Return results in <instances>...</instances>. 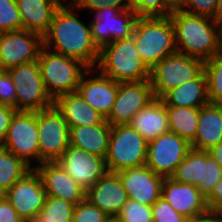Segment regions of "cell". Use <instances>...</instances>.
Wrapping results in <instances>:
<instances>
[{
	"instance_id": "b9f144b4",
	"label": "cell",
	"mask_w": 222,
	"mask_h": 222,
	"mask_svg": "<svg viewBox=\"0 0 222 222\" xmlns=\"http://www.w3.org/2000/svg\"><path fill=\"white\" fill-rule=\"evenodd\" d=\"M15 112V108L0 104V145L6 138L8 127Z\"/></svg>"
},
{
	"instance_id": "d6986e66",
	"label": "cell",
	"mask_w": 222,
	"mask_h": 222,
	"mask_svg": "<svg viewBox=\"0 0 222 222\" xmlns=\"http://www.w3.org/2000/svg\"><path fill=\"white\" fill-rule=\"evenodd\" d=\"M117 174L128 198L152 206L161 197L164 177L157 175L146 165L122 170Z\"/></svg>"
},
{
	"instance_id": "8992f818",
	"label": "cell",
	"mask_w": 222,
	"mask_h": 222,
	"mask_svg": "<svg viewBox=\"0 0 222 222\" xmlns=\"http://www.w3.org/2000/svg\"><path fill=\"white\" fill-rule=\"evenodd\" d=\"M148 142L129 124L111 126L105 163L108 172L118 173L146 164Z\"/></svg>"
},
{
	"instance_id": "4fadbf2b",
	"label": "cell",
	"mask_w": 222,
	"mask_h": 222,
	"mask_svg": "<svg viewBox=\"0 0 222 222\" xmlns=\"http://www.w3.org/2000/svg\"><path fill=\"white\" fill-rule=\"evenodd\" d=\"M43 47V36L24 29L0 33V68L37 61Z\"/></svg>"
},
{
	"instance_id": "83f0119b",
	"label": "cell",
	"mask_w": 222,
	"mask_h": 222,
	"mask_svg": "<svg viewBox=\"0 0 222 222\" xmlns=\"http://www.w3.org/2000/svg\"><path fill=\"white\" fill-rule=\"evenodd\" d=\"M110 133L111 125L107 121L97 125L71 127L70 145L106 158Z\"/></svg>"
},
{
	"instance_id": "8fae6325",
	"label": "cell",
	"mask_w": 222,
	"mask_h": 222,
	"mask_svg": "<svg viewBox=\"0 0 222 222\" xmlns=\"http://www.w3.org/2000/svg\"><path fill=\"white\" fill-rule=\"evenodd\" d=\"M39 131V165L57 161L70 145V128L62 114L53 105L37 111Z\"/></svg>"
},
{
	"instance_id": "9c48e42d",
	"label": "cell",
	"mask_w": 222,
	"mask_h": 222,
	"mask_svg": "<svg viewBox=\"0 0 222 222\" xmlns=\"http://www.w3.org/2000/svg\"><path fill=\"white\" fill-rule=\"evenodd\" d=\"M9 152L23 159L34 168L39 165V131L37 111H16L8 127L2 144Z\"/></svg>"
},
{
	"instance_id": "74e56055",
	"label": "cell",
	"mask_w": 222,
	"mask_h": 222,
	"mask_svg": "<svg viewBox=\"0 0 222 222\" xmlns=\"http://www.w3.org/2000/svg\"><path fill=\"white\" fill-rule=\"evenodd\" d=\"M78 11H94L96 9L114 7L119 10L130 9V0H69Z\"/></svg>"
},
{
	"instance_id": "ba28073f",
	"label": "cell",
	"mask_w": 222,
	"mask_h": 222,
	"mask_svg": "<svg viewBox=\"0 0 222 222\" xmlns=\"http://www.w3.org/2000/svg\"><path fill=\"white\" fill-rule=\"evenodd\" d=\"M16 85V111H40L53 106L47 93L38 61L7 70Z\"/></svg>"
},
{
	"instance_id": "52a82bcc",
	"label": "cell",
	"mask_w": 222,
	"mask_h": 222,
	"mask_svg": "<svg viewBox=\"0 0 222 222\" xmlns=\"http://www.w3.org/2000/svg\"><path fill=\"white\" fill-rule=\"evenodd\" d=\"M204 65L202 60L179 52L164 57L150 73L154 98L160 99L169 90L198 78L204 72Z\"/></svg>"
},
{
	"instance_id": "4dcf8cb0",
	"label": "cell",
	"mask_w": 222,
	"mask_h": 222,
	"mask_svg": "<svg viewBox=\"0 0 222 222\" xmlns=\"http://www.w3.org/2000/svg\"><path fill=\"white\" fill-rule=\"evenodd\" d=\"M75 206L67 200L46 196L39 214L28 222H72Z\"/></svg>"
},
{
	"instance_id": "44dd1931",
	"label": "cell",
	"mask_w": 222,
	"mask_h": 222,
	"mask_svg": "<svg viewBox=\"0 0 222 222\" xmlns=\"http://www.w3.org/2000/svg\"><path fill=\"white\" fill-rule=\"evenodd\" d=\"M161 197L189 220L208 211L206 197L193 184L178 183L172 178H164Z\"/></svg>"
},
{
	"instance_id": "bcb514c9",
	"label": "cell",
	"mask_w": 222,
	"mask_h": 222,
	"mask_svg": "<svg viewBox=\"0 0 222 222\" xmlns=\"http://www.w3.org/2000/svg\"><path fill=\"white\" fill-rule=\"evenodd\" d=\"M207 152L222 168V141L211 147Z\"/></svg>"
},
{
	"instance_id": "e575fe53",
	"label": "cell",
	"mask_w": 222,
	"mask_h": 222,
	"mask_svg": "<svg viewBox=\"0 0 222 222\" xmlns=\"http://www.w3.org/2000/svg\"><path fill=\"white\" fill-rule=\"evenodd\" d=\"M110 217L87 198L75 206L72 222H106Z\"/></svg>"
},
{
	"instance_id": "d590c367",
	"label": "cell",
	"mask_w": 222,
	"mask_h": 222,
	"mask_svg": "<svg viewBox=\"0 0 222 222\" xmlns=\"http://www.w3.org/2000/svg\"><path fill=\"white\" fill-rule=\"evenodd\" d=\"M130 9L138 17H168L162 0H130Z\"/></svg>"
},
{
	"instance_id": "d6a6232c",
	"label": "cell",
	"mask_w": 222,
	"mask_h": 222,
	"mask_svg": "<svg viewBox=\"0 0 222 222\" xmlns=\"http://www.w3.org/2000/svg\"><path fill=\"white\" fill-rule=\"evenodd\" d=\"M115 218L119 222H153L152 206L128 198Z\"/></svg>"
},
{
	"instance_id": "9a60e30c",
	"label": "cell",
	"mask_w": 222,
	"mask_h": 222,
	"mask_svg": "<svg viewBox=\"0 0 222 222\" xmlns=\"http://www.w3.org/2000/svg\"><path fill=\"white\" fill-rule=\"evenodd\" d=\"M3 195L25 222L39 214L47 196L41 177L34 168Z\"/></svg>"
},
{
	"instance_id": "484cf974",
	"label": "cell",
	"mask_w": 222,
	"mask_h": 222,
	"mask_svg": "<svg viewBox=\"0 0 222 222\" xmlns=\"http://www.w3.org/2000/svg\"><path fill=\"white\" fill-rule=\"evenodd\" d=\"M222 141V106L208 103L199 108L198 127L191 148L208 151Z\"/></svg>"
},
{
	"instance_id": "e0dca14e",
	"label": "cell",
	"mask_w": 222,
	"mask_h": 222,
	"mask_svg": "<svg viewBox=\"0 0 222 222\" xmlns=\"http://www.w3.org/2000/svg\"><path fill=\"white\" fill-rule=\"evenodd\" d=\"M86 191L107 172L105 158L69 145L56 161Z\"/></svg>"
},
{
	"instance_id": "f546056e",
	"label": "cell",
	"mask_w": 222,
	"mask_h": 222,
	"mask_svg": "<svg viewBox=\"0 0 222 222\" xmlns=\"http://www.w3.org/2000/svg\"><path fill=\"white\" fill-rule=\"evenodd\" d=\"M33 168L23 159L0 145V195H3L17 180Z\"/></svg>"
},
{
	"instance_id": "cb8c5ba5",
	"label": "cell",
	"mask_w": 222,
	"mask_h": 222,
	"mask_svg": "<svg viewBox=\"0 0 222 222\" xmlns=\"http://www.w3.org/2000/svg\"><path fill=\"white\" fill-rule=\"evenodd\" d=\"M63 0H16L22 29L41 34L48 31L56 10Z\"/></svg>"
},
{
	"instance_id": "ee69618b",
	"label": "cell",
	"mask_w": 222,
	"mask_h": 222,
	"mask_svg": "<svg viewBox=\"0 0 222 222\" xmlns=\"http://www.w3.org/2000/svg\"><path fill=\"white\" fill-rule=\"evenodd\" d=\"M164 8L171 14L184 11L186 0H162Z\"/></svg>"
},
{
	"instance_id": "f6af8a7d",
	"label": "cell",
	"mask_w": 222,
	"mask_h": 222,
	"mask_svg": "<svg viewBox=\"0 0 222 222\" xmlns=\"http://www.w3.org/2000/svg\"><path fill=\"white\" fill-rule=\"evenodd\" d=\"M189 222H222V220L217 212L207 211L195 218L190 219Z\"/></svg>"
},
{
	"instance_id": "277c9868",
	"label": "cell",
	"mask_w": 222,
	"mask_h": 222,
	"mask_svg": "<svg viewBox=\"0 0 222 222\" xmlns=\"http://www.w3.org/2000/svg\"><path fill=\"white\" fill-rule=\"evenodd\" d=\"M132 36L140 58L150 69L177 52L175 29L169 16L137 17Z\"/></svg>"
},
{
	"instance_id": "ab89813d",
	"label": "cell",
	"mask_w": 222,
	"mask_h": 222,
	"mask_svg": "<svg viewBox=\"0 0 222 222\" xmlns=\"http://www.w3.org/2000/svg\"><path fill=\"white\" fill-rule=\"evenodd\" d=\"M217 1L218 0H186L184 12L212 17L216 9Z\"/></svg>"
},
{
	"instance_id": "7c38bea8",
	"label": "cell",
	"mask_w": 222,
	"mask_h": 222,
	"mask_svg": "<svg viewBox=\"0 0 222 222\" xmlns=\"http://www.w3.org/2000/svg\"><path fill=\"white\" fill-rule=\"evenodd\" d=\"M190 149L191 144L176 133L162 134L148 142L145 165L157 175L170 178Z\"/></svg>"
},
{
	"instance_id": "60d3db41",
	"label": "cell",
	"mask_w": 222,
	"mask_h": 222,
	"mask_svg": "<svg viewBox=\"0 0 222 222\" xmlns=\"http://www.w3.org/2000/svg\"><path fill=\"white\" fill-rule=\"evenodd\" d=\"M0 222H25L4 195H0Z\"/></svg>"
},
{
	"instance_id": "7bdbcfd3",
	"label": "cell",
	"mask_w": 222,
	"mask_h": 222,
	"mask_svg": "<svg viewBox=\"0 0 222 222\" xmlns=\"http://www.w3.org/2000/svg\"><path fill=\"white\" fill-rule=\"evenodd\" d=\"M208 211L218 212L222 209V179L215 185L213 191L206 198Z\"/></svg>"
},
{
	"instance_id": "603a6c76",
	"label": "cell",
	"mask_w": 222,
	"mask_h": 222,
	"mask_svg": "<svg viewBox=\"0 0 222 222\" xmlns=\"http://www.w3.org/2000/svg\"><path fill=\"white\" fill-rule=\"evenodd\" d=\"M69 128L102 124L106 118L85 102L78 91L65 93L53 100Z\"/></svg>"
},
{
	"instance_id": "681fc988",
	"label": "cell",
	"mask_w": 222,
	"mask_h": 222,
	"mask_svg": "<svg viewBox=\"0 0 222 222\" xmlns=\"http://www.w3.org/2000/svg\"><path fill=\"white\" fill-rule=\"evenodd\" d=\"M220 36H221V55H222V28L220 29Z\"/></svg>"
},
{
	"instance_id": "7402d4cb",
	"label": "cell",
	"mask_w": 222,
	"mask_h": 222,
	"mask_svg": "<svg viewBox=\"0 0 222 222\" xmlns=\"http://www.w3.org/2000/svg\"><path fill=\"white\" fill-rule=\"evenodd\" d=\"M86 198L110 218H115L128 196L119 175L107 172L86 191Z\"/></svg>"
},
{
	"instance_id": "c3c4849f",
	"label": "cell",
	"mask_w": 222,
	"mask_h": 222,
	"mask_svg": "<svg viewBox=\"0 0 222 222\" xmlns=\"http://www.w3.org/2000/svg\"><path fill=\"white\" fill-rule=\"evenodd\" d=\"M106 222H119L116 218H109Z\"/></svg>"
},
{
	"instance_id": "ac0fdd59",
	"label": "cell",
	"mask_w": 222,
	"mask_h": 222,
	"mask_svg": "<svg viewBox=\"0 0 222 222\" xmlns=\"http://www.w3.org/2000/svg\"><path fill=\"white\" fill-rule=\"evenodd\" d=\"M94 72L96 75H92ZM77 91L86 103L107 118L117 96L118 82L101 74L95 68H89L83 74Z\"/></svg>"
},
{
	"instance_id": "2e32d148",
	"label": "cell",
	"mask_w": 222,
	"mask_h": 222,
	"mask_svg": "<svg viewBox=\"0 0 222 222\" xmlns=\"http://www.w3.org/2000/svg\"><path fill=\"white\" fill-rule=\"evenodd\" d=\"M153 99L149 80L118 83L117 96L106 121L111 126L129 124L132 117Z\"/></svg>"
},
{
	"instance_id": "d4e9b609",
	"label": "cell",
	"mask_w": 222,
	"mask_h": 222,
	"mask_svg": "<svg viewBox=\"0 0 222 222\" xmlns=\"http://www.w3.org/2000/svg\"><path fill=\"white\" fill-rule=\"evenodd\" d=\"M147 142L170 132L166 108L161 99L154 98L138 111L129 123Z\"/></svg>"
},
{
	"instance_id": "4316f807",
	"label": "cell",
	"mask_w": 222,
	"mask_h": 222,
	"mask_svg": "<svg viewBox=\"0 0 222 222\" xmlns=\"http://www.w3.org/2000/svg\"><path fill=\"white\" fill-rule=\"evenodd\" d=\"M164 105L200 108L210 103L207 78L203 72L198 78L187 81L166 92L161 98Z\"/></svg>"
},
{
	"instance_id": "ffe728a7",
	"label": "cell",
	"mask_w": 222,
	"mask_h": 222,
	"mask_svg": "<svg viewBox=\"0 0 222 222\" xmlns=\"http://www.w3.org/2000/svg\"><path fill=\"white\" fill-rule=\"evenodd\" d=\"M34 169L40 175L47 196L67 200L74 205L86 198V190L75 182L58 162H43Z\"/></svg>"
},
{
	"instance_id": "30bf717a",
	"label": "cell",
	"mask_w": 222,
	"mask_h": 222,
	"mask_svg": "<svg viewBox=\"0 0 222 222\" xmlns=\"http://www.w3.org/2000/svg\"><path fill=\"white\" fill-rule=\"evenodd\" d=\"M170 178L178 183L196 185L207 198L222 179V168L207 151L191 148Z\"/></svg>"
},
{
	"instance_id": "5b68a950",
	"label": "cell",
	"mask_w": 222,
	"mask_h": 222,
	"mask_svg": "<svg viewBox=\"0 0 222 222\" xmlns=\"http://www.w3.org/2000/svg\"><path fill=\"white\" fill-rule=\"evenodd\" d=\"M37 61L45 89L53 100L59 95L77 91L83 74L89 69L81 61L44 46Z\"/></svg>"
},
{
	"instance_id": "f1b7e54d",
	"label": "cell",
	"mask_w": 222,
	"mask_h": 222,
	"mask_svg": "<svg viewBox=\"0 0 222 222\" xmlns=\"http://www.w3.org/2000/svg\"><path fill=\"white\" fill-rule=\"evenodd\" d=\"M170 132L187 140L194 141L198 127L199 108L165 105Z\"/></svg>"
},
{
	"instance_id": "7a4b0ae2",
	"label": "cell",
	"mask_w": 222,
	"mask_h": 222,
	"mask_svg": "<svg viewBox=\"0 0 222 222\" xmlns=\"http://www.w3.org/2000/svg\"><path fill=\"white\" fill-rule=\"evenodd\" d=\"M176 37L177 52L206 62L221 55L220 28L211 17L178 11L169 15Z\"/></svg>"
},
{
	"instance_id": "f907efd6",
	"label": "cell",
	"mask_w": 222,
	"mask_h": 222,
	"mask_svg": "<svg viewBox=\"0 0 222 222\" xmlns=\"http://www.w3.org/2000/svg\"><path fill=\"white\" fill-rule=\"evenodd\" d=\"M217 213L219 214V216L221 217V220H222V209L219 210Z\"/></svg>"
},
{
	"instance_id": "7dc6e473",
	"label": "cell",
	"mask_w": 222,
	"mask_h": 222,
	"mask_svg": "<svg viewBox=\"0 0 222 222\" xmlns=\"http://www.w3.org/2000/svg\"><path fill=\"white\" fill-rule=\"evenodd\" d=\"M211 19L220 29L222 28V0L217 1L216 9Z\"/></svg>"
},
{
	"instance_id": "3957f363",
	"label": "cell",
	"mask_w": 222,
	"mask_h": 222,
	"mask_svg": "<svg viewBox=\"0 0 222 222\" xmlns=\"http://www.w3.org/2000/svg\"><path fill=\"white\" fill-rule=\"evenodd\" d=\"M95 69L118 83L149 80L151 73L137 52L133 36L101 47Z\"/></svg>"
},
{
	"instance_id": "5bb4252c",
	"label": "cell",
	"mask_w": 222,
	"mask_h": 222,
	"mask_svg": "<svg viewBox=\"0 0 222 222\" xmlns=\"http://www.w3.org/2000/svg\"><path fill=\"white\" fill-rule=\"evenodd\" d=\"M91 13L94 16L90 21L92 39L99 49L115 40L132 36L138 17L131 9L119 10L114 7L99 8Z\"/></svg>"
},
{
	"instance_id": "836d02e7",
	"label": "cell",
	"mask_w": 222,
	"mask_h": 222,
	"mask_svg": "<svg viewBox=\"0 0 222 222\" xmlns=\"http://www.w3.org/2000/svg\"><path fill=\"white\" fill-rule=\"evenodd\" d=\"M22 29L16 0H0V33Z\"/></svg>"
},
{
	"instance_id": "1f68e13d",
	"label": "cell",
	"mask_w": 222,
	"mask_h": 222,
	"mask_svg": "<svg viewBox=\"0 0 222 222\" xmlns=\"http://www.w3.org/2000/svg\"><path fill=\"white\" fill-rule=\"evenodd\" d=\"M204 72L207 78L210 103L222 106V55L206 61Z\"/></svg>"
},
{
	"instance_id": "6da1fadb",
	"label": "cell",
	"mask_w": 222,
	"mask_h": 222,
	"mask_svg": "<svg viewBox=\"0 0 222 222\" xmlns=\"http://www.w3.org/2000/svg\"><path fill=\"white\" fill-rule=\"evenodd\" d=\"M76 12V7L69 0L63 1L43 35V46L79 60L88 68H95L100 49L93 42L90 22L87 25L83 23Z\"/></svg>"
},
{
	"instance_id": "8d00e7d4",
	"label": "cell",
	"mask_w": 222,
	"mask_h": 222,
	"mask_svg": "<svg viewBox=\"0 0 222 222\" xmlns=\"http://www.w3.org/2000/svg\"><path fill=\"white\" fill-rule=\"evenodd\" d=\"M153 222H189V219L177 211L163 198L160 197L152 205Z\"/></svg>"
},
{
	"instance_id": "f35d334b",
	"label": "cell",
	"mask_w": 222,
	"mask_h": 222,
	"mask_svg": "<svg viewBox=\"0 0 222 222\" xmlns=\"http://www.w3.org/2000/svg\"><path fill=\"white\" fill-rule=\"evenodd\" d=\"M16 85L7 70L0 72V104L15 108L16 110Z\"/></svg>"
}]
</instances>
